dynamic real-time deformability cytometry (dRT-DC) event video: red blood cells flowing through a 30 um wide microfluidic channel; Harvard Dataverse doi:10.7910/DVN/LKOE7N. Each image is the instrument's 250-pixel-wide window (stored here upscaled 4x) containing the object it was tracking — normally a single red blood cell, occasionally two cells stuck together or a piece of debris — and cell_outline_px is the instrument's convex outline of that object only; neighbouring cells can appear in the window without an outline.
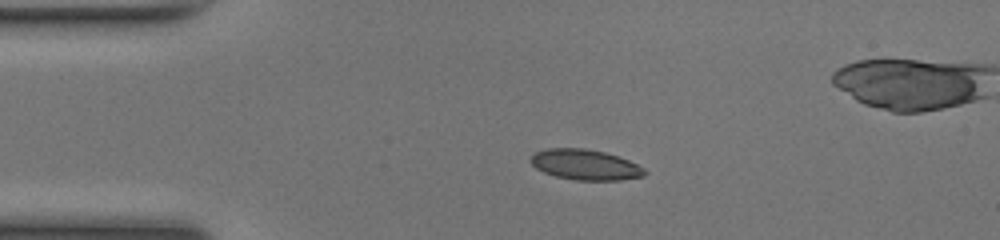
{"species": "common noctule bat (a hibernating species)", "species_latin": "Nyctalus noctula", "temperature_condition": "room temperature", "stored_images_in_passage": 8, "camera_frame_rate_fps": 3000, "um_per_image_px": 0.085, "animal": {"sex": "female", "body_mass_g": 17.0, "forearm_length_mm": 48.0}, "frame": {"image": 1, "passage_image": 1, "time_ms": 0.0, "image_size_px": [1000, 240], "cell_outline_px": [[648, 172], [644, 176], [620, 180], [576, 180], [556, 176], [544, 172], [536, 168], [528, 160], [536, 152], [548, 148], [584, 148], [604, 152], [620, 156], [644, 168]], "centroid_in_image_um": [49.76, 14.0], "position_along_channel_um": 35.2, "area_um2": 20.23}}
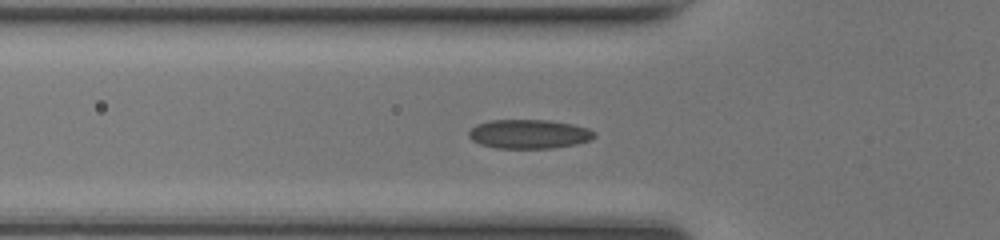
{"frame": {"image": 2, "passage_image": 7, "time_ms": 2.0, "image_size_px": [1000, 240], "cell_outline_px": [[596, 136], [592, 140], [576, 144], [552, 148], [496, 148], [480, 144], [472, 140], [468, 136], [468, 132], [476, 124], [488, 120], [548, 120], [572, 124], [588, 128], [596, 132]], "centroid_in_image_um": [44.98, 11.39], "position_along_channel_um": 80.8, "area_um2": 21.44}}